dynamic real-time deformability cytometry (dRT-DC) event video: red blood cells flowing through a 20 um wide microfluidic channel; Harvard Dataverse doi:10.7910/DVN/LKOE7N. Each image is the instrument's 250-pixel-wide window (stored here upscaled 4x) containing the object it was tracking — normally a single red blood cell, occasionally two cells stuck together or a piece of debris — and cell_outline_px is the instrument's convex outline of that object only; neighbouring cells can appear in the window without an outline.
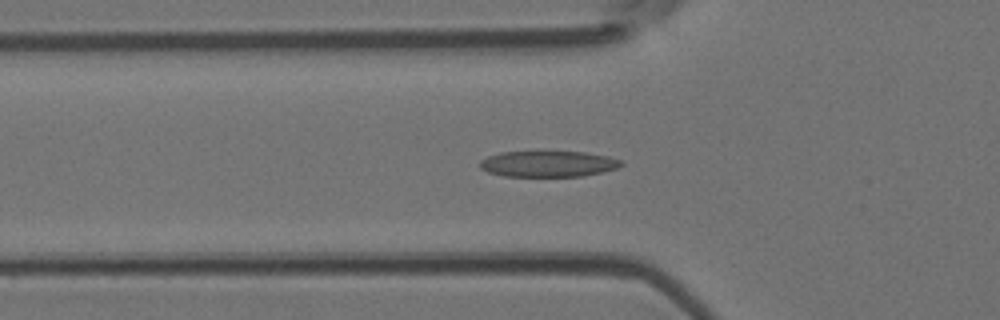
{"species": "Egyptian fruit bat (a non-hibernating species)", "species_latin": "Rousettus aegyptiacus", "temperature_condition": "room temperature", "stored_images_in_passage": 50, "camera_frame_rate_fps": 3000, "um_per_image_px": 0.085, "animal": {"sex": "female"}, "frame": {"image": 1, "passage_image": 17, "time_ms": 5.333, "image_size_px": [1000, 320], "cell_outline_px": [[624, 164], [616, 168], [584, 176], [504, 176], [488, 172], [480, 168], [480, 160], [488, 156], [500, 152], [540, 148], [584, 152], [608, 156], [620, 160]], "centroid_in_image_um": [46.54, 13.87], "position_along_channel_um": 79.3, "area_um2": 22.43}}
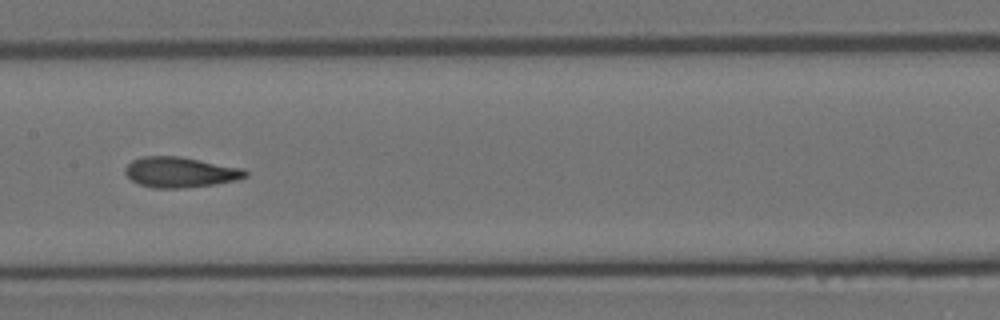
{"frame": {"image": 2, "passage_image": 25, "time_ms": 8.0, "image_size_px": [1000, 320], "cell_outline_px": [[248, 176], [236, 180], [216, 184], [184, 188], [152, 188], [140, 184], [132, 180], [124, 172], [124, 168], [132, 160], [140, 156], [180, 156], [244, 168], [248, 172]], "centroid_in_image_um": [15.33, 14.63], "position_along_channel_um": 192.1, "area_um2": 21.5}}
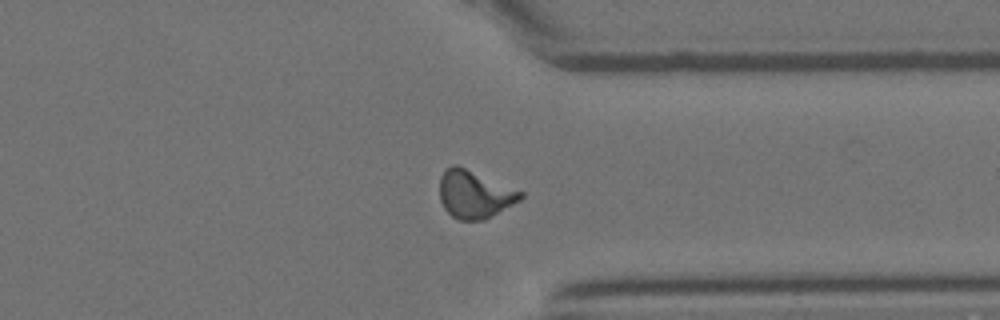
{"frame": {"image": 3, "passage_image": 38, "time_ms": 12.333, "image_size_px": [1000, 320], "cell_outline_px": [[524, 196], [520, 200], [484, 220], [456, 220], [444, 208], [440, 200], [440, 176], [452, 164], [456, 164], [524, 192]], "centroid_in_image_um": [40.32, 16.52], "position_along_channel_um": 371.1, "area_um2": 22.37}, "authors_computed_cell_mechanics": {"area_um2": 21.386, "velocity_mm_per_s": 4.1871, "shape_relaxation_time_tau1_ms": 7.4067, "shape_relaxation_time_tau2_ms": 1.4921, "deformation_change_tau1": 0.2144, "deformation_change_tau2": 0.0826}}